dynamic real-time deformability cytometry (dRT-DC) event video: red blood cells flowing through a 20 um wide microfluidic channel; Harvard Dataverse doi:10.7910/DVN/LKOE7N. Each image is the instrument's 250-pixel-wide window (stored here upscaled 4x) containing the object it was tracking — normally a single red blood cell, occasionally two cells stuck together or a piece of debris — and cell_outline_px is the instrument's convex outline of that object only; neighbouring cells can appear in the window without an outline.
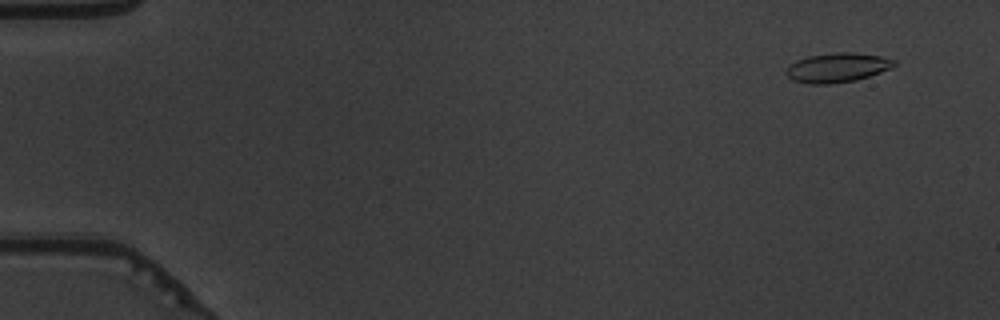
{"species": "common noctule bat (a hibernating species)", "species_latin": "Nyctalus noctula", "temperature_condition": "warm", "stored_images_in_passage": 55, "camera_frame_rate_fps": 3000, "um_per_image_px": 0.085, "animal": {"sex": "male", "body_mass_g": 19.5, "forearm_length_mm": 54.6}, "frame": {"image": 1, "passage_image": 4, "time_ms": 1.0, "image_size_px": [1000, 320], "cell_outline_px": [[896, 64], [892, 68], [856, 80], [832, 84], [808, 84], [792, 80], [784, 72], [796, 60], [808, 56], [840, 52], [852, 52], [880, 56], [896, 60]], "centroid_in_image_um": [71.17, 5.75], "position_along_channel_um": 13.8, "area_um2": 18.44}}
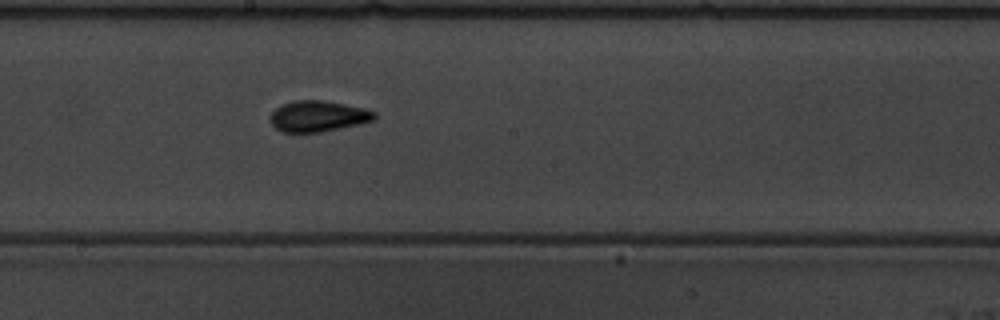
{"frame": {"image": 2, "passage_image": 31, "time_ms": 10.0, "image_size_px": [1000, 320], "cell_outline_px": [[376, 120], [360, 124], [320, 132], [284, 132], [276, 128], [272, 124], [272, 112], [280, 104], [292, 100], [324, 100], [364, 108], [376, 112]], "centroid_in_image_um": [27.06, 9.86], "position_along_channel_um": 221.1, "area_um2": 18.79}}
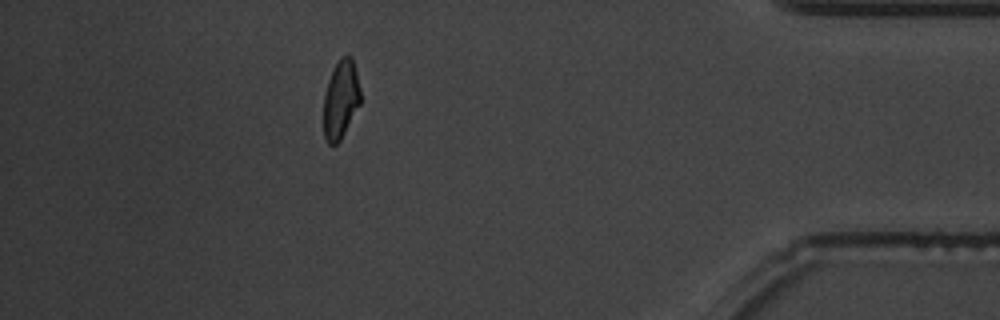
{"frame": {"image": 3, "passage_image": 49, "time_ms": 16.0, "image_size_px": [1000, 320], "cell_outline_px": [[360, 104], [340, 140], [336, 144], [328, 144], [324, 136], [324, 96], [328, 80], [340, 56], [352, 56], [360, 88]], "centroid_in_image_um": [28.96, 8.45], "position_along_channel_um": 406.2, "area_um2": 16.65}, "authors_computed_cell_mechanics": {"area_um2": 17.9758, "velocity_mm_per_s": 3.7777, "shape_relaxation_time_tau1_ms": 4.4915, "shape_relaxation_time_tau2_ms": 1.145, "deformation_change_tau1": 0.1389, "deformation_change_tau2": 0.0789}}